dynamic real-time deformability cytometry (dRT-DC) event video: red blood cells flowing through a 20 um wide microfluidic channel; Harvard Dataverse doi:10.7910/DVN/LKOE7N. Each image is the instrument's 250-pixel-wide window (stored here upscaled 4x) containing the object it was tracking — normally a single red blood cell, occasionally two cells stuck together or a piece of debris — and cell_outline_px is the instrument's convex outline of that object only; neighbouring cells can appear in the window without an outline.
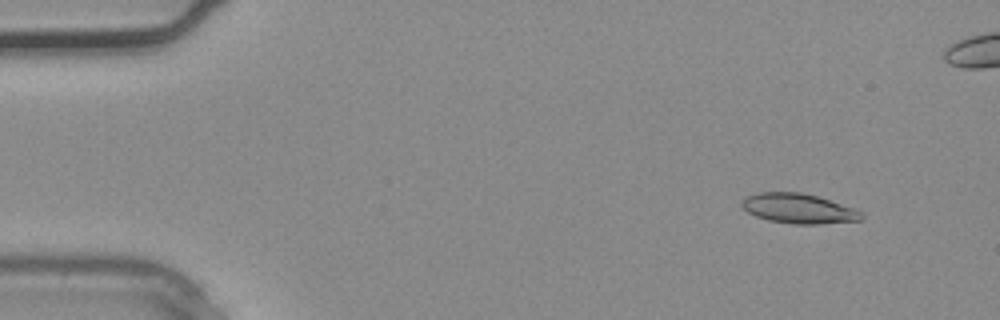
{"species": "common noctule bat (a hibernating species)", "species_latin": "Nyctalus noctula", "temperature_condition": "warm", "stored_images_in_passage": 3, "camera_frame_rate_fps": 3000, "um_per_image_px": 0.085, "animal": {"sex": "male", "body_mass_g": 20.4}, "frame": {"image": 1, "passage_image": 1, "time_ms": 0.0, "image_size_px": [1000, 320], "cell_outline_px": [[864, 216], [860, 220], [816, 224], [792, 224], [768, 220], [756, 216], [748, 212], [740, 204], [740, 200], [756, 192], [800, 192], [816, 196], [852, 208], [860, 212]], "centroid_in_image_um": [67.81, 17.72], "position_along_channel_um": 17.2, "area_um2": 20.52}}